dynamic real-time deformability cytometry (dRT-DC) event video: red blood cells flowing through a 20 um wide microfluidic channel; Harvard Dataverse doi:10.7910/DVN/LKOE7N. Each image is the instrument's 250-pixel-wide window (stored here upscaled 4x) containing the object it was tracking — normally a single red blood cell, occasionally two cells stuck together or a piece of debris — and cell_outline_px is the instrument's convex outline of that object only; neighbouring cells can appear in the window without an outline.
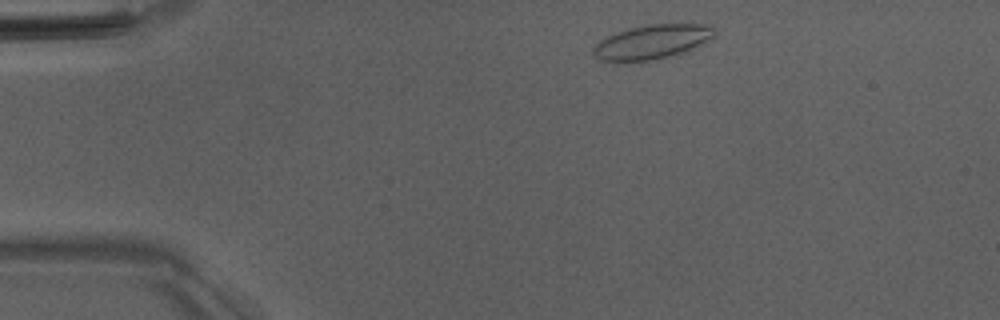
{"species": "Egyptian fruit bat (a non-hibernating species)", "species_latin": "Rousettus aegyptiacus", "temperature_condition": "room temperature", "stored_images_in_passage": 45, "camera_frame_rate_fps": 3000, "um_per_image_px": 0.085, "animal": {"sex": "male"}, "frame": {"image": 1, "passage_image": 3, "time_ms": 0.667, "image_size_px": [1000, 320], "cell_outline_px": [[716, 36], [688, 52], [652, 60], [616, 64], [600, 60], [592, 52], [592, 48], [600, 40], [616, 32], [628, 28], [648, 24], [712, 24], [716, 32]], "centroid_in_image_um": [55.43, 3.59], "position_along_channel_um": 29.6, "area_um2": 25.03}}
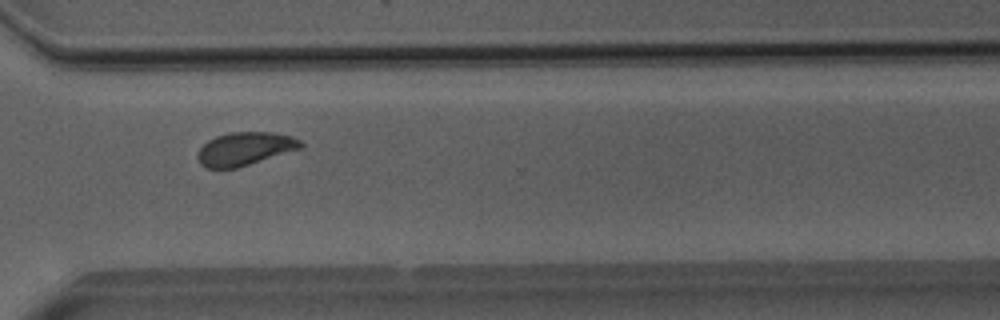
{"frame": {"image": 2, "passage_image": 32, "time_ms": 10.333, "image_size_px": [1000, 320], "cell_outline_px": [[304, 148], [236, 168], [204, 168], [200, 164], [196, 156], [200, 148], [208, 140], [216, 136], [228, 132], [272, 132], [292, 136], [300, 140], [304, 144]], "centroid_in_image_um": [20.83, 12.64], "position_along_channel_um": 349.8, "area_um2": 20.17}}
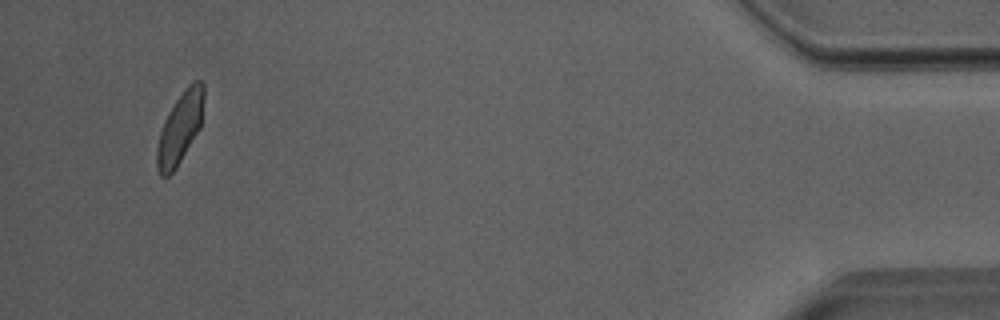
{"frame": {"image": 3, "passage_image": 43, "time_ms": 14.0, "image_size_px": [1000, 320], "cell_outline_px": [[204, 100], [200, 128], [176, 168], [168, 176], [160, 176], [156, 168], [156, 148], [160, 132], [164, 120], [168, 112], [184, 88], [192, 80], [200, 80], [204, 84]], "centroid_in_image_um": [15.29, 10.86], "position_along_channel_um": 419.9, "area_um2": 19.59}, "authors_computed_cell_mechanics": {"area_um2": 20.1144, "velocity_mm_per_s": 3.9734, "shape_relaxation_time_tau1_ms": 5.1953, "shape_relaxation_time_tau2_ms": 1.3115, "deformation_change_tau1": 0.1117, "deformation_change_tau2": 0.0566}}